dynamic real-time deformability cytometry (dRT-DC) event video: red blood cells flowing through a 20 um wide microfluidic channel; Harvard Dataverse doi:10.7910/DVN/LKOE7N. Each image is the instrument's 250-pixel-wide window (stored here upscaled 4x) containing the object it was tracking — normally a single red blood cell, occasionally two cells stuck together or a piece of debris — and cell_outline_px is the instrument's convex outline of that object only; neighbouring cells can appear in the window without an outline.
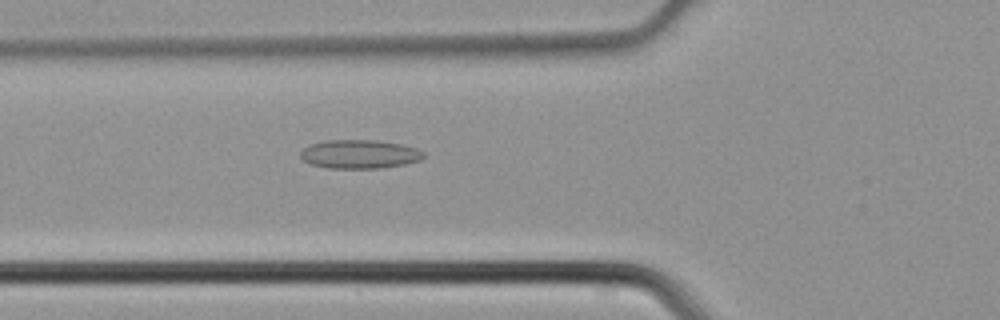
{"species": "common noctule bat (a hibernating species)", "species_latin": "Nyctalus noctula", "temperature_condition": "cold", "stored_images_in_passage": 36, "camera_frame_rate_fps": 3000, "um_per_image_px": 0.085, "animal": {"sex": "male", "body_mass_g": 21.5, "forearm_length_mm": 52.0}, "frame": {"image": 1, "passage_image": 8, "time_ms": 2.333, "image_size_px": [1000, 320], "cell_outline_px": [[424, 156], [420, 160], [404, 164], [380, 168], [328, 168], [312, 164], [304, 160], [300, 156], [300, 152], [304, 148], [312, 144], [324, 140], [376, 140], [400, 144], [416, 148], [424, 152]], "centroid_in_image_um": [30.56, 13.1], "position_along_channel_um": 95.2, "area_um2": 20.46}}
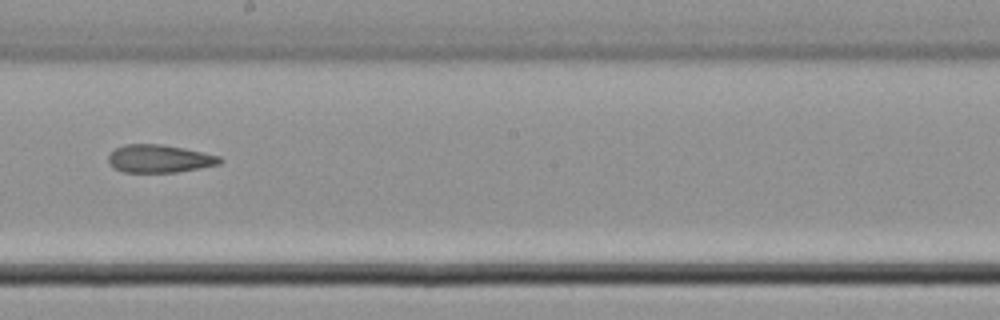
{"frame": {"image": 2, "passage_image": 17, "time_ms": 5.333, "image_size_px": [1000, 320], "cell_outline_px": [[224, 160], [220, 164], [200, 168], [176, 172], [124, 172], [116, 168], [108, 160], [108, 156], [116, 148], [124, 144], [160, 144], [184, 148], [220, 156]], "centroid_in_image_um": [13.59, 13.48], "position_along_channel_um": 234.6, "area_um2": 17.98}}
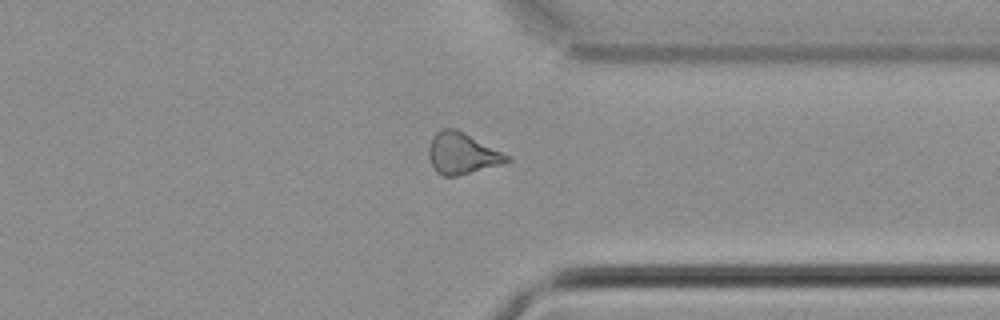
{"frame": {"image": 3, "passage_image": 26, "time_ms": 8.333, "image_size_px": [1000, 320], "cell_outline_px": [[512, 160], [504, 164], [456, 176], [444, 176], [436, 172], [428, 156], [428, 148], [432, 136], [440, 128], [456, 128], [512, 156]], "centroid_in_image_um": [39.3, 13.03], "position_along_channel_um": 372.1, "area_um2": 19.13}}